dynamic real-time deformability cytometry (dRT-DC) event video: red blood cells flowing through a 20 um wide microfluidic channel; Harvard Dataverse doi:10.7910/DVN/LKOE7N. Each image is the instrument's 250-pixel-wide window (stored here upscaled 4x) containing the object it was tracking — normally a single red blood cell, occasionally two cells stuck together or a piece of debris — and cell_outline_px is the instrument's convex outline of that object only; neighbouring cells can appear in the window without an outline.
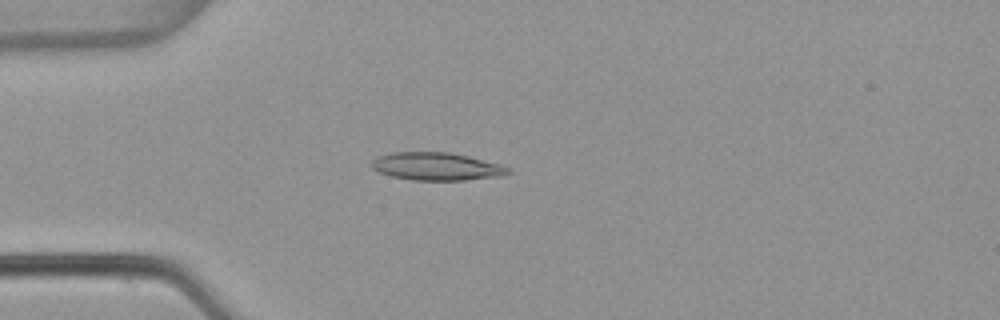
{"species": "common noctule bat (a hibernating species)", "species_latin": "Nyctalus noctula", "temperature_condition": "warm", "stored_images_in_passage": 4, "camera_frame_rate_fps": 3000, "um_per_image_px": 0.085, "animal": {"sex": "female", "body_mass_g": 22.7, "forearm_length_mm": 54.2}, "frame": {"image": 1, "passage_image": 4, "time_ms": 1.0, "image_size_px": [1000, 320], "cell_outline_px": [[512, 172], [504, 176], [464, 180], [412, 180], [392, 176], [380, 172], [372, 168], [372, 160], [376, 156], [392, 152], [448, 152], [468, 156], [500, 164], [508, 168]], "centroid_in_image_um": [37.11, 14.14], "position_along_channel_um": 47.9, "area_um2": 22.14}}